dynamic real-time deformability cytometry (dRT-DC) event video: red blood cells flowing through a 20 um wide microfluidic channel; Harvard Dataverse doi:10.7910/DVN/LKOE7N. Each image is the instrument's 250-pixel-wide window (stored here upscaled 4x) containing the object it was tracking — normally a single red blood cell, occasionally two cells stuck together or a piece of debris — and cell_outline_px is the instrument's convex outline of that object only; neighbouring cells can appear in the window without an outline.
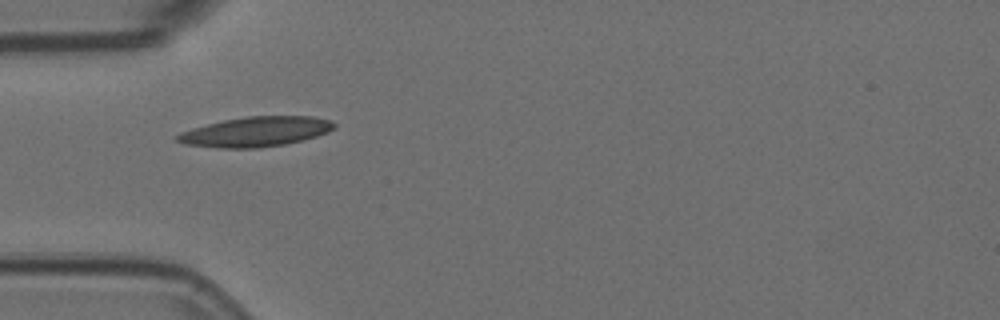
{"species": "Egyptian fruit bat (a non-hibernating species)", "species_latin": "Rousettus aegyptiacus", "temperature_condition": "room temperature", "stored_images_in_passage": 1, "camera_frame_rate_fps": 3000, "um_per_image_px": 0.085, "animal": {"sex": "female"}, "frame": {"image": 1, "passage_image": 1, "time_ms": 0.0, "image_size_px": [1000, 320], "cell_outline_px": [[336, 128], [328, 132], [316, 136], [284, 144], [256, 148], [220, 148], [184, 144], [176, 140], [176, 136], [180, 132], [192, 128], [224, 120], [248, 116], [312, 116], [332, 120], [336, 124]], "centroid_in_image_um": [21.76, 11.19], "position_along_channel_um": 63.2, "area_um2": 27.22}}